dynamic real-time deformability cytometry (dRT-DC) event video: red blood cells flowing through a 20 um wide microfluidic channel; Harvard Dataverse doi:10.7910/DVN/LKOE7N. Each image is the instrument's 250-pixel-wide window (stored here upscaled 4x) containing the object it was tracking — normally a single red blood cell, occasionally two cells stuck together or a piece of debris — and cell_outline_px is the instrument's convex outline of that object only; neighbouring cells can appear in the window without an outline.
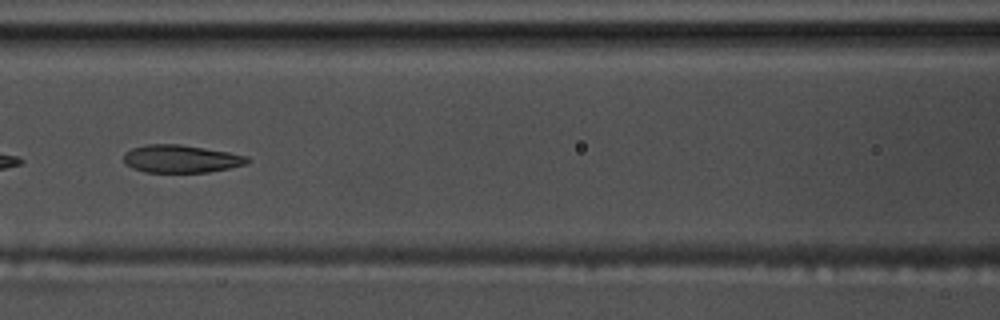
{"species": "common noctule bat (a hibernating species)", "species_latin": "Nyctalus noctula", "temperature_condition": "warm", "stored_images_in_passage": 39, "camera_frame_rate_fps": 3000, "um_per_image_px": 0.085, "animal": {"sex": "male", "body_mass_g": 17.5, "forearm_length_mm": 52.3}, "frame": {"image": 1, "passage_image": 13, "time_ms": 4.0, "image_size_px": [1000, 320], "cell_outline_px": [[248, 164], [208, 172], [144, 172], [132, 168], [124, 164], [124, 152], [132, 148], [148, 144], [180, 144], [228, 152], [248, 156]], "centroid_in_image_um": [15.35, 13.5], "position_along_channel_um": 151.2, "area_um2": 20.0}}
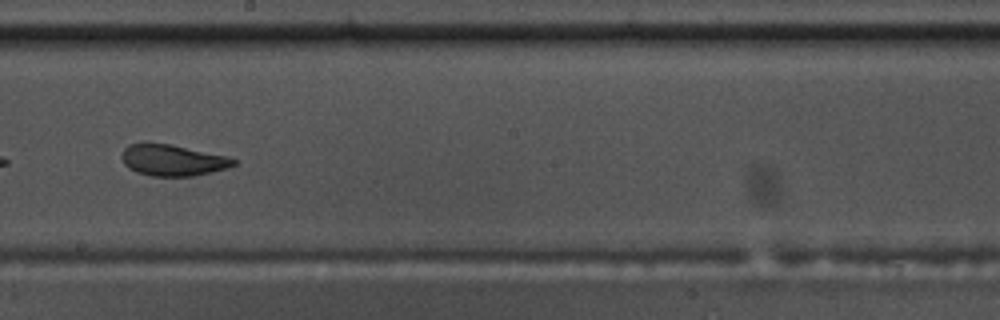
{"frame": {"image": 2, "passage_image": 20, "time_ms": 6.333, "image_size_px": [1000, 320], "cell_outline_px": [[236, 164], [228, 168], [212, 172], [192, 176], [152, 176], [136, 172], [128, 168], [124, 164], [120, 156], [124, 148], [128, 144], [144, 140], [172, 144], [228, 156], [236, 160]], "centroid_in_image_um": [14.62, 13.58], "position_along_channel_um": 233.6, "area_um2": 21.04}}
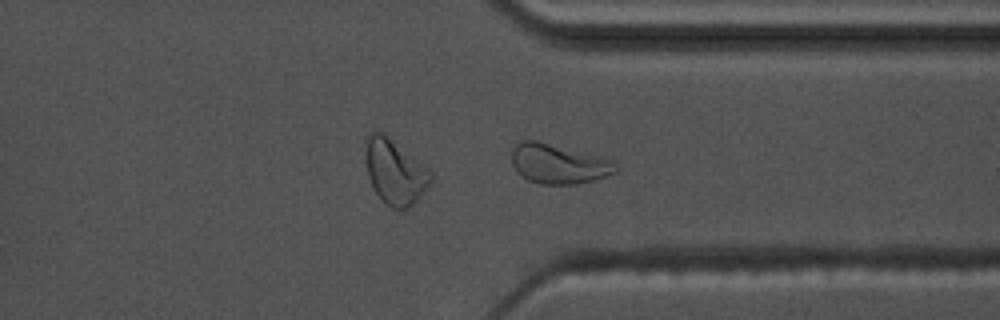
{"frame": {"image": 3, "passage_image": 31, "time_ms": 10.0, "image_size_px": [1000, 320], "cell_outline_px": [[620, 168], [616, 172], [592, 180], [576, 184], [540, 184], [528, 180], [520, 176], [516, 172], [512, 164], [512, 148], [516, 144], [524, 140], [536, 140], [600, 156], [612, 160]], "centroid_in_image_um": [47.45, 13.93], "position_along_channel_um": 364.0, "area_um2": 24.1}}